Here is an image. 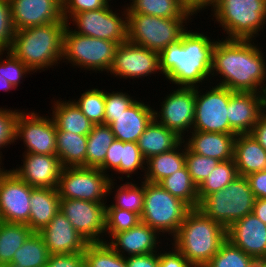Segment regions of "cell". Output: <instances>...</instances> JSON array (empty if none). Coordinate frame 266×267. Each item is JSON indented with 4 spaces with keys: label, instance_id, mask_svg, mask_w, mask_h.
<instances>
[{
    "label": "cell",
    "instance_id": "1",
    "mask_svg": "<svg viewBox=\"0 0 266 267\" xmlns=\"http://www.w3.org/2000/svg\"><path fill=\"white\" fill-rule=\"evenodd\" d=\"M260 46L257 40L218 37L212 50L211 83L233 92L266 93V52Z\"/></svg>",
    "mask_w": 266,
    "mask_h": 267
},
{
    "label": "cell",
    "instance_id": "2",
    "mask_svg": "<svg viewBox=\"0 0 266 267\" xmlns=\"http://www.w3.org/2000/svg\"><path fill=\"white\" fill-rule=\"evenodd\" d=\"M196 29L189 26L179 41L159 53L160 72L174 86L197 88L211 82L212 50L217 39Z\"/></svg>",
    "mask_w": 266,
    "mask_h": 267
},
{
    "label": "cell",
    "instance_id": "3",
    "mask_svg": "<svg viewBox=\"0 0 266 267\" xmlns=\"http://www.w3.org/2000/svg\"><path fill=\"white\" fill-rule=\"evenodd\" d=\"M227 240V229L191 209L176 235L169 241L193 267H204Z\"/></svg>",
    "mask_w": 266,
    "mask_h": 267
},
{
    "label": "cell",
    "instance_id": "4",
    "mask_svg": "<svg viewBox=\"0 0 266 267\" xmlns=\"http://www.w3.org/2000/svg\"><path fill=\"white\" fill-rule=\"evenodd\" d=\"M66 26L67 22H55L18 30L10 51L33 73L56 69L61 65Z\"/></svg>",
    "mask_w": 266,
    "mask_h": 267
},
{
    "label": "cell",
    "instance_id": "5",
    "mask_svg": "<svg viewBox=\"0 0 266 267\" xmlns=\"http://www.w3.org/2000/svg\"><path fill=\"white\" fill-rule=\"evenodd\" d=\"M211 12L225 39L256 40L266 29V0H218Z\"/></svg>",
    "mask_w": 266,
    "mask_h": 267
},
{
    "label": "cell",
    "instance_id": "6",
    "mask_svg": "<svg viewBox=\"0 0 266 267\" xmlns=\"http://www.w3.org/2000/svg\"><path fill=\"white\" fill-rule=\"evenodd\" d=\"M190 210L185 202L171 195L158 183L144 181V209L140 216L141 222L164 236L166 242L176 235Z\"/></svg>",
    "mask_w": 266,
    "mask_h": 267
},
{
    "label": "cell",
    "instance_id": "7",
    "mask_svg": "<svg viewBox=\"0 0 266 267\" xmlns=\"http://www.w3.org/2000/svg\"><path fill=\"white\" fill-rule=\"evenodd\" d=\"M117 46L113 41L75 33L67 25L63 35L61 64H70L73 69L90 71V74L108 73Z\"/></svg>",
    "mask_w": 266,
    "mask_h": 267
},
{
    "label": "cell",
    "instance_id": "8",
    "mask_svg": "<svg viewBox=\"0 0 266 267\" xmlns=\"http://www.w3.org/2000/svg\"><path fill=\"white\" fill-rule=\"evenodd\" d=\"M255 197L246 177L239 175L224 189L205 196L198 209L224 228L253 213Z\"/></svg>",
    "mask_w": 266,
    "mask_h": 267
},
{
    "label": "cell",
    "instance_id": "9",
    "mask_svg": "<svg viewBox=\"0 0 266 267\" xmlns=\"http://www.w3.org/2000/svg\"><path fill=\"white\" fill-rule=\"evenodd\" d=\"M192 20L194 18H163L128 14V41L160 53L180 40L182 34L193 22Z\"/></svg>",
    "mask_w": 266,
    "mask_h": 267
},
{
    "label": "cell",
    "instance_id": "10",
    "mask_svg": "<svg viewBox=\"0 0 266 267\" xmlns=\"http://www.w3.org/2000/svg\"><path fill=\"white\" fill-rule=\"evenodd\" d=\"M108 3L104 8L74 14L67 25L75 33L116 42L128 41V12L125 5L119 8ZM113 6V7H112ZM112 7V8H111ZM113 9V10H112ZM117 9V10H116ZM119 11V13L117 12ZM121 13V14H120ZM75 26V27H74Z\"/></svg>",
    "mask_w": 266,
    "mask_h": 267
},
{
    "label": "cell",
    "instance_id": "11",
    "mask_svg": "<svg viewBox=\"0 0 266 267\" xmlns=\"http://www.w3.org/2000/svg\"><path fill=\"white\" fill-rule=\"evenodd\" d=\"M208 85L196 88L192 131L230 134L227 118L230 90L211 82Z\"/></svg>",
    "mask_w": 266,
    "mask_h": 267
},
{
    "label": "cell",
    "instance_id": "12",
    "mask_svg": "<svg viewBox=\"0 0 266 267\" xmlns=\"http://www.w3.org/2000/svg\"><path fill=\"white\" fill-rule=\"evenodd\" d=\"M110 181V177L99 168L67 167L61 171L57 191L60 199L109 203Z\"/></svg>",
    "mask_w": 266,
    "mask_h": 267
},
{
    "label": "cell",
    "instance_id": "13",
    "mask_svg": "<svg viewBox=\"0 0 266 267\" xmlns=\"http://www.w3.org/2000/svg\"><path fill=\"white\" fill-rule=\"evenodd\" d=\"M44 115V116H43ZM40 111L22 110L15 122V143L23 142V153L56 155V125L52 117Z\"/></svg>",
    "mask_w": 266,
    "mask_h": 267
},
{
    "label": "cell",
    "instance_id": "14",
    "mask_svg": "<svg viewBox=\"0 0 266 267\" xmlns=\"http://www.w3.org/2000/svg\"><path fill=\"white\" fill-rule=\"evenodd\" d=\"M162 97L159 110H153L154 120L174 131L184 139L192 131L194 124L196 88L173 87ZM175 88V89H174ZM173 91V92H172Z\"/></svg>",
    "mask_w": 266,
    "mask_h": 267
},
{
    "label": "cell",
    "instance_id": "15",
    "mask_svg": "<svg viewBox=\"0 0 266 267\" xmlns=\"http://www.w3.org/2000/svg\"><path fill=\"white\" fill-rule=\"evenodd\" d=\"M117 79L146 80L154 74H161L159 69V53L132 44L129 41L117 46L112 66L108 72ZM143 78V79H142Z\"/></svg>",
    "mask_w": 266,
    "mask_h": 267
},
{
    "label": "cell",
    "instance_id": "16",
    "mask_svg": "<svg viewBox=\"0 0 266 267\" xmlns=\"http://www.w3.org/2000/svg\"><path fill=\"white\" fill-rule=\"evenodd\" d=\"M106 204L79 199H60V211L88 242H105Z\"/></svg>",
    "mask_w": 266,
    "mask_h": 267
},
{
    "label": "cell",
    "instance_id": "17",
    "mask_svg": "<svg viewBox=\"0 0 266 267\" xmlns=\"http://www.w3.org/2000/svg\"><path fill=\"white\" fill-rule=\"evenodd\" d=\"M33 188L10 168L4 169L0 173V221L27 224Z\"/></svg>",
    "mask_w": 266,
    "mask_h": 267
},
{
    "label": "cell",
    "instance_id": "18",
    "mask_svg": "<svg viewBox=\"0 0 266 267\" xmlns=\"http://www.w3.org/2000/svg\"><path fill=\"white\" fill-rule=\"evenodd\" d=\"M99 169L107 174L112 181H116L117 179H120L122 182L125 179H127V181H133L134 179L132 178L136 174L137 176L140 174L142 177L138 176L137 178L143 180L146 170V160L141 154L136 142H123L115 139L108 148L105 161ZM115 174L118 175L117 179L113 176Z\"/></svg>",
    "mask_w": 266,
    "mask_h": 267
},
{
    "label": "cell",
    "instance_id": "19",
    "mask_svg": "<svg viewBox=\"0 0 266 267\" xmlns=\"http://www.w3.org/2000/svg\"><path fill=\"white\" fill-rule=\"evenodd\" d=\"M230 134H250L266 111V93L233 92L228 103Z\"/></svg>",
    "mask_w": 266,
    "mask_h": 267
},
{
    "label": "cell",
    "instance_id": "20",
    "mask_svg": "<svg viewBox=\"0 0 266 267\" xmlns=\"http://www.w3.org/2000/svg\"><path fill=\"white\" fill-rule=\"evenodd\" d=\"M15 31L49 23L66 22L62 0H9Z\"/></svg>",
    "mask_w": 266,
    "mask_h": 267
},
{
    "label": "cell",
    "instance_id": "21",
    "mask_svg": "<svg viewBox=\"0 0 266 267\" xmlns=\"http://www.w3.org/2000/svg\"><path fill=\"white\" fill-rule=\"evenodd\" d=\"M21 164L11 170L34 188L57 189L63 166L57 155L22 153Z\"/></svg>",
    "mask_w": 266,
    "mask_h": 267
},
{
    "label": "cell",
    "instance_id": "22",
    "mask_svg": "<svg viewBox=\"0 0 266 267\" xmlns=\"http://www.w3.org/2000/svg\"><path fill=\"white\" fill-rule=\"evenodd\" d=\"M165 240L156 230L140 221L129 230L115 233L106 243L126 258L160 251L159 248H162L164 243H169Z\"/></svg>",
    "mask_w": 266,
    "mask_h": 267
},
{
    "label": "cell",
    "instance_id": "23",
    "mask_svg": "<svg viewBox=\"0 0 266 267\" xmlns=\"http://www.w3.org/2000/svg\"><path fill=\"white\" fill-rule=\"evenodd\" d=\"M38 234L50 255L84 252L88 244L60 210Z\"/></svg>",
    "mask_w": 266,
    "mask_h": 267
},
{
    "label": "cell",
    "instance_id": "24",
    "mask_svg": "<svg viewBox=\"0 0 266 267\" xmlns=\"http://www.w3.org/2000/svg\"><path fill=\"white\" fill-rule=\"evenodd\" d=\"M227 239L254 259L265 257L266 224L254 213L244 216L227 228Z\"/></svg>",
    "mask_w": 266,
    "mask_h": 267
},
{
    "label": "cell",
    "instance_id": "25",
    "mask_svg": "<svg viewBox=\"0 0 266 267\" xmlns=\"http://www.w3.org/2000/svg\"><path fill=\"white\" fill-rule=\"evenodd\" d=\"M153 110L150 102L148 104V102H143L141 98H138L120 115L114 117V121L109 124L115 139L137 143L146 127L154 119Z\"/></svg>",
    "mask_w": 266,
    "mask_h": 267
},
{
    "label": "cell",
    "instance_id": "26",
    "mask_svg": "<svg viewBox=\"0 0 266 267\" xmlns=\"http://www.w3.org/2000/svg\"><path fill=\"white\" fill-rule=\"evenodd\" d=\"M235 137V134L191 131L183 142L191 152L223 162L234 159Z\"/></svg>",
    "mask_w": 266,
    "mask_h": 267
},
{
    "label": "cell",
    "instance_id": "27",
    "mask_svg": "<svg viewBox=\"0 0 266 267\" xmlns=\"http://www.w3.org/2000/svg\"><path fill=\"white\" fill-rule=\"evenodd\" d=\"M60 98V99H59ZM51 99V110L52 113L49 116L52 117L57 131L72 132L78 135L87 136L94 124L82 113L77 105L69 98L59 97Z\"/></svg>",
    "mask_w": 266,
    "mask_h": 267
},
{
    "label": "cell",
    "instance_id": "28",
    "mask_svg": "<svg viewBox=\"0 0 266 267\" xmlns=\"http://www.w3.org/2000/svg\"><path fill=\"white\" fill-rule=\"evenodd\" d=\"M234 160L238 174L246 177L266 169V150L250 134H237Z\"/></svg>",
    "mask_w": 266,
    "mask_h": 267
},
{
    "label": "cell",
    "instance_id": "29",
    "mask_svg": "<svg viewBox=\"0 0 266 267\" xmlns=\"http://www.w3.org/2000/svg\"><path fill=\"white\" fill-rule=\"evenodd\" d=\"M30 217L27 225L39 232L49 224L60 209V197L55 188H33L30 197Z\"/></svg>",
    "mask_w": 266,
    "mask_h": 267
},
{
    "label": "cell",
    "instance_id": "30",
    "mask_svg": "<svg viewBox=\"0 0 266 267\" xmlns=\"http://www.w3.org/2000/svg\"><path fill=\"white\" fill-rule=\"evenodd\" d=\"M182 140L174 131L153 119L139 137L137 144L144 159L147 160L174 149Z\"/></svg>",
    "mask_w": 266,
    "mask_h": 267
},
{
    "label": "cell",
    "instance_id": "31",
    "mask_svg": "<svg viewBox=\"0 0 266 267\" xmlns=\"http://www.w3.org/2000/svg\"><path fill=\"white\" fill-rule=\"evenodd\" d=\"M186 145L183 140L172 150L146 160L144 181L159 183L185 165Z\"/></svg>",
    "mask_w": 266,
    "mask_h": 267
},
{
    "label": "cell",
    "instance_id": "32",
    "mask_svg": "<svg viewBox=\"0 0 266 267\" xmlns=\"http://www.w3.org/2000/svg\"><path fill=\"white\" fill-rule=\"evenodd\" d=\"M115 181H110L108 186V197L111 199L110 204H106V208H119L128 211H132L141 216L144 209V180H140V183L133 180V182H122L119 180L117 184ZM137 182V183H136ZM114 193V194H113Z\"/></svg>",
    "mask_w": 266,
    "mask_h": 267
},
{
    "label": "cell",
    "instance_id": "33",
    "mask_svg": "<svg viewBox=\"0 0 266 267\" xmlns=\"http://www.w3.org/2000/svg\"><path fill=\"white\" fill-rule=\"evenodd\" d=\"M87 136L56 131V155L63 168L86 167Z\"/></svg>",
    "mask_w": 266,
    "mask_h": 267
},
{
    "label": "cell",
    "instance_id": "34",
    "mask_svg": "<svg viewBox=\"0 0 266 267\" xmlns=\"http://www.w3.org/2000/svg\"><path fill=\"white\" fill-rule=\"evenodd\" d=\"M127 4V5H126ZM128 14H144L163 18H196L182 0H129Z\"/></svg>",
    "mask_w": 266,
    "mask_h": 267
},
{
    "label": "cell",
    "instance_id": "35",
    "mask_svg": "<svg viewBox=\"0 0 266 267\" xmlns=\"http://www.w3.org/2000/svg\"><path fill=\"white\" fill-rule=\"evenodd\" d=\"M49 251L38 232H33L14 252L12 262L6 267H46Z\"/></svg>",
    "mask_w": 266,
    "mask_h": 267
},
{
    "label": "cell",
    "instance_id": "36",
    "mask_svg": "<svg viewBox=\"0 0 266 267\" xmlns=\"http://www.w3.org/2000/svg\"><path fill=\"white\" fill-rule=\"evenodd\" d=\"M158 184L171 195L185 202L191 209L198 208V187L193 182L185 165L172 175L162 179Z\"/></svg>",
    "mask_w": 266,
    "mask_h": 267
},
{
    "label": "cell",
    "instance_id": "37",
    "mask_svg": "<svg viewBox=\"0 0 266 267\" xmlns=\"http://www.w3.org/2000/svg\"><path fill=\"white\" fill-rule=\"evenodd\" d=\"M32 233L27 224L0 221V264L7 266L11 263L14 252Z\"/></svg>",
    "mask_w": 266,
    "mask_h": 267
},
{
    "label": "cell",
    "instance_id": "38",
    "mask_svg": "<svg viewBox=\"0 0 266 267\" xmlns=\"http://www.w3.org/2000/svg\"><path fill=\"white\" fill-rule=\"evenodd\" d=\"M114 140L115 136L109 125H94L87 135L86 167L99 168Z\"/></svg>",
    "mask_w": 266,
    "mask_h": 267
},
{
    "label": "cell",
    "instance_id": "39",
    "mask_svg": "<svg viewBox=\"0 0 266 267\" xmlns=\"http://www.w3.org/2000/svg\"><path fill=\"white\" fill-rule=\"evenodd\" d=\"M239 176L234 159L220 162L212 173L198 186L199 202L212 192L224 189Z\"/></svg>",
    "mask_w": 266,
    "mask_h": 267
},
{
    "label": "cell",
    "instance_id": "40",
    "mask_svg": "<svg viewBox=\"0 0 266 267\" xmlns=\"http://www.w3.org/2000/svg\"><path fill=\"white\" fill-rule=\"evenodd\" d=\"M71 100L94 125L104 124L105 89L87 88L79 98Z\"/></svg>",
    "mask_w": 266,
    "mask_h": 267
},
{
    "label": "cell",
    "instance_id": "41",
    "mask_svg": "<svg viewBox=\"0 0 266 267\" xmlns=\"http://www.w3.org/2000/svg\"><path fill=\"white\" fill-rule=\"evenodd\" d=\"M85 267H127L125 257L106 242L88 243L84 251Z\"/></svg>",
    "mask_w": 266,
    "mask_h": 267
},
{
    "label": "cell",
    "instance_id": "42",
    "mask_svg": "<svg viewBox=\"0 0 266 267\" xmlns=\"http://www.w3.org/2000/svg\"><path fill=\"white\" fill-rule=\"evenodd\" d=\"M254 260L227 239L204 267H252Z\"/></svg>",
    "mask_w": 266,
    "mask_h": 267
},
{
    "label": "cell",
    "instance_id": "43",
    "mask_svg": "<svg viewBox=\"0 0 266 267\" xmlns=\"http://www.w3.org/2000/svg\"><path fill=\"white\" fill-rule=\"evenodd\" d=\"M140 221V216L135 212L119 208H106L105 242L115 233L129 230Z\"/></svg>",
    "mask_w": 266,
    "mask_h": 267
},
{
    "label": "cell",
    "instance_id": "44",
    "mask_svg": "<svg viewBox=\"0 0 266 267\" xmlns=\"http://www.w3.org/2000/svg\"><path fill=\"white\" fill-rule=\"evenodd\" d=\"M220 163L217 159L195 154L186 147L185 166L198 187Z\"/></svg>",
    "mask_w": 266,
    "mask_h": 267
},
{
    "label": "cell",
    "instance_id": "45",
    "mask_svg": "<svg viewBox=\"0 0 266 267\" xmlns=\"http://www.w3.org/2000/svg\"><path fill=\"white\" fill-rule=\"evenodd\" d=\"M105 89V113L104 124L109 125L114 121V117L120 115L124 110L130 107L137 99L135 96H131L126 91H115ZM113 91V92H112ZM135 98V99H134Z\"/></svg>",
    "mask_w": 266,
    "mask_h": 267
},
{
    "label": "cell",
    "instance_id": "46",
    "mask_svg": "<svg viewBox=\"0 0 266 267\" xmlns=\"http://www.w3.org/2000/svg\"><path fill=\"white\" fill-rule=\"evenodd\" d=\"M19 109H8L0 107V159L3 158L2 151L4 148H9L13 143L15 144V122ZM2 150V151H1Z\"/></svg>",
    "mask_w": 266,
    "mask_h": 267
},
{
    "label": "cell",
    "instance_id": "47",
    "mask_svg": "<svg viewBox=\"0 0 266 267\" xmlns=\"http://www.w3.org/2000/svg\"><path fill=\"white\" fill-rule=\"evenodd\" d=\"M9 0H0V51L10 50L15 36Z\"/></svg>",
    "mask_w": 266,
    "mask_h": 267
},
{
    "label": "cell",
    "instance_id": "48",
    "mask_svg": "<svg viewBox=\"0 0 266 267\" xmlns=\"http://www.w3.org/2000/svg\"><path fill=\"white\" fill-rule=\"evenodd\" d=\"M4 54L6 79L17 89L27 74L31 75L33 72L10 50H5Z\"/></svg>",
    "mask_w": 266,
    "mask_h": 267
},
{
    "label": "cell",
    "instance_id": "49",
    "mask_svg": "<svg viewBox=\"0 0 266 267\" xmlns=\"http://www.w3.org/2000/svg\"><path fill=\"white\" fill-rule=\"evenodd\" d=\"M109 0H62V14L67 22L74 14L104 8Z\"/></svg>",
    "mask_w": 266,
    "mask_h": 267
},
{
    "label": "cell",
    "instance_id": "50",
    "mask_svg": "<svg viewBox=\"0 0 266 267\" xmlns=\"http://www.w3.org/2000/svg\"><path fill=\"white\" fill-rule=\"evenodd\" d=\"M171 244H165L159 251L158 267H193L186 258ZM171 249V250H170ZM166 250V251H165ZM168 250V251H167Z\"/></svg>",
    "mask_w": 266,
    "mask_h": 267
},
{
    "label": "cell",
    "instance_id": "51",
    "mask_svg": "<svg viewBox=\"0 0 266 267\" xmlns=\"http://www.w3.org/2000/svg\"><path fill=\"white\" fill-rule=\"evenodd\" d=\"M46 267H85L84 252L50 255Z\"/></svg>",
    "mask_w": 266,
    "mask_h": 267
},
{
    "label": "cell",
    "instance_id": "52",
    "mask_svg": "<svg viewBox=\"0 0 266 267\" xmlns=\"http://www.w3.org/2000/svg\"><path fill=\"white\" fill-rule=\"evenodd\" d=\"M255 199L266 198V169L246 176Z\"/></svg>",
    "mask_w": 266,
    "mask_h": 267
},
{
    "label": "cell",
    "instance_id": "53",
    "mask_svg": "<svg viewBox=\"0 0 266 267\" xmlns=\"http://www.w3.org/2000/svg\"><path fill=\"white\" fill-rule=\"evenodd\" d=\"M127 267H158L159 251L125 258Z\"/></svg>",
    "mask_w": 266,
    "mask_h": 267
},
{
    "label": "cell",
    "instance_id": "54",
    "mask_svg": "<svg viewBox=\"0 0 266 267\" xmlns=\"http://www.w3.org/2000/svg\"><path fill=\"white\" fill-rule=\"evenodd\" d=\"M217 1L218 0H182V3L188 11H190L194 16H197L198 13L201 14L202 11L210 10Z\"/></svg>",
    "mask_w": 266,
    "mask_h": 267
},
{
    "label": "cell",
    "instance_id": "55",
    "mask_svg": "<svg viewBox=\"0 0 266 267\" xmlns=\"http://www.w3.org/2000/svg\"><path fill=\"white\" fill-rule=\"evenodd\" d=\"M250 135L266 150V111L254 125Z\"/></svg>",
    "mask_w": 266,
    "mask_h": 267
},
{
    "label": "cell",
    "instance_id": "56",
    "mask_svg": "<svg viewBox=\"0 0 266 267\" xmlns=\"http://www.w3.org/2000/svg\"><path fill=\"white\" fill-rule=\"evenodd\" d=\"M4 57V58H3ZM17 90L16 87H14L5 76V55L4 51H0V90H3L4 92H10L11 90Z\"/></svg>",
    "mask_w": 266,
    "mask_h": 267
},
{
    "label": "cell",
    "instance_id": "57",
    "mask_svg": "<svg viewBox=\"0 0 266 267\" xmlns=\"http://www.w3.org/2000/svg\"><path fill=\"white\" fill-rule=\"evenodd\" d=\"M253 213L266 224V198L255 199Z\"/></svg>",
    "mask_w": 266,
    "mask_h": 267
},
{
    "label": "cell",
    "instance_id": "58",
    "mask_svg": "<svg viewBox=\"0 0 266 267\" xmlns=\"http://www.w3.org/2000/svg\"><path fill=\"white\" fill-rule=\"evenodd\" d=\"M252 267H266V257L256 258Z\"/></svg>",
    "mask_w": 266,
    "mask_h": 267
}]
</instances>
